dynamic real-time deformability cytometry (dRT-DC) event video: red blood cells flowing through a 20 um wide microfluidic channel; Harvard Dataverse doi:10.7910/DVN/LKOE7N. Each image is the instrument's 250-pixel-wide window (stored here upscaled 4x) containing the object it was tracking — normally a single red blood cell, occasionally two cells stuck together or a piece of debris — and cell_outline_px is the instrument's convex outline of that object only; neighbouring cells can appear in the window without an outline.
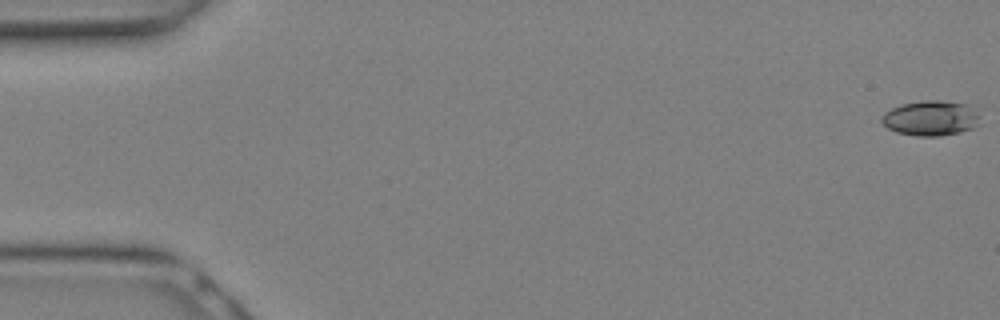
{"species": "Egyptian fruit bat (a non-hibernating species)", "species_latin": "Rousettus aegyptiacus", "temperature_condition": "warm", "stored_images_in_passage": 8, "camera_frame_rate_fps": 3000, "um_per_image_px": 0.085, "animal": {"sex": "female"}, "frame": {"image": 1, "passage_image": 1, "time_ms": 0.0, "image_size_px": [1000, 320], "cell_outline_px": [[980, 124], [972, 128], [960, 132], [940, 136], [916, 136], [896, 132], [888, 128], [880, 120], [884, 112], [892, 108], [904, 104], [924, 100], [940, 100], [968, 104], [980, 116]], "centroid_in_image_um": [79.13, 10.05], "position_along_channel_um": 5.9, "area_um2": 20.17}}